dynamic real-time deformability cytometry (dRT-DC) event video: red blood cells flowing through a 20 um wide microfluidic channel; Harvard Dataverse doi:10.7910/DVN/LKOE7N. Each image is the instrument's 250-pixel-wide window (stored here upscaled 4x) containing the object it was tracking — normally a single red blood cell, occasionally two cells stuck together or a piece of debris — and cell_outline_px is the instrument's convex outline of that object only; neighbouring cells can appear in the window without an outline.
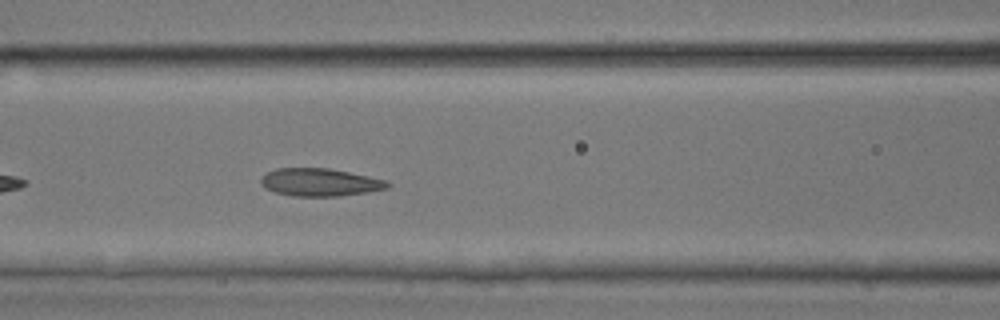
{"species": "common noctule bat (a hibernating species)", "species_latin": "Nyctalus noctula", "temperature_condition": "room temperature", "stored_images_in_passage": 27, "camera_frame_rate_fps": 3000, "um_per_image_px": 0.085, "animal": {"sex": "male", "body_mass_g": 17.9, "forearm_length_mm": 54.2}, "frame": {"image": 1, "passage_image": 7, "time_ms": 2.0, "image_size_px": [1000, 320], "cell_outline_px": [[392, 184], [388, 188], [368, 192], [340, 196], [292, 196], [276, 192], [264, 188], [260, 184], [260, 180], [268, 172], [276, 168], [328, 168], [348, 172], [384, 180]], "centroid_in_image_um": [27.17, 15.5], "position_along_channel_um": 139.4, "area_um2": 20.35}}
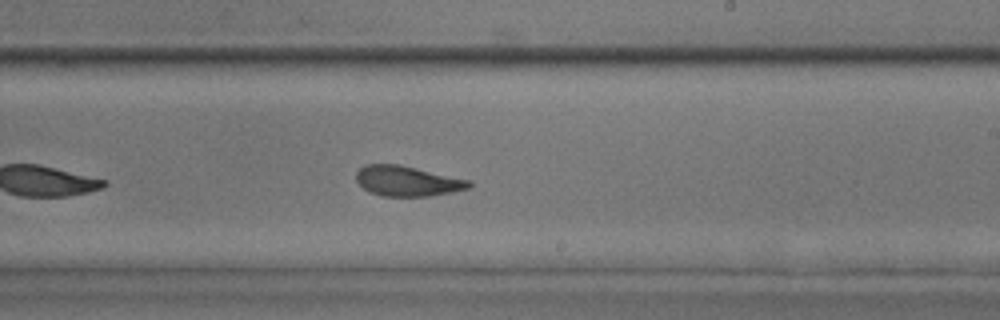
{"frame": {"image": 2, "passage_image": 15, "time_ms": 4.667, "image_size_px": [1000, 320], "cell_outline_px": [[472, 184], [468, 188], [452, 192], [428, 196], [380, 196], [368, 192], [356, 180], [356, 172], [364, 164], [396, 164], [416, 168], [472, 180]], "centroid_in_image_um": [34.61, 15.39], "position_along_channel_um": 254.4, "area_um2": 19.88}}
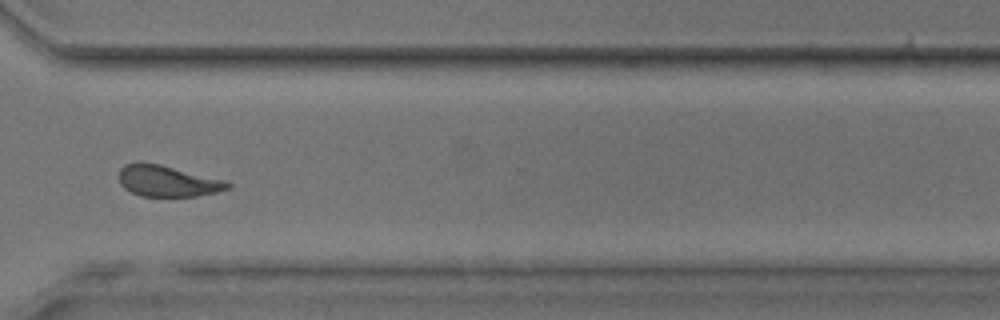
{"frame": {"image": 3, "passage_image": 22, "time_ms": 7.0, "image_size_px": [1000, 320], "cell_outline_px": [[232, 188], [196, 196], [140, 196], [124, 188], [120, 184], [120, 168], [124, 164], [140, 160], [160, 164], [228, 180], [232, 184]], "centroid_in_image_um": [14.25, 15.36], "position_along_channel_um": 356.3, "area_um2": 20.11}}